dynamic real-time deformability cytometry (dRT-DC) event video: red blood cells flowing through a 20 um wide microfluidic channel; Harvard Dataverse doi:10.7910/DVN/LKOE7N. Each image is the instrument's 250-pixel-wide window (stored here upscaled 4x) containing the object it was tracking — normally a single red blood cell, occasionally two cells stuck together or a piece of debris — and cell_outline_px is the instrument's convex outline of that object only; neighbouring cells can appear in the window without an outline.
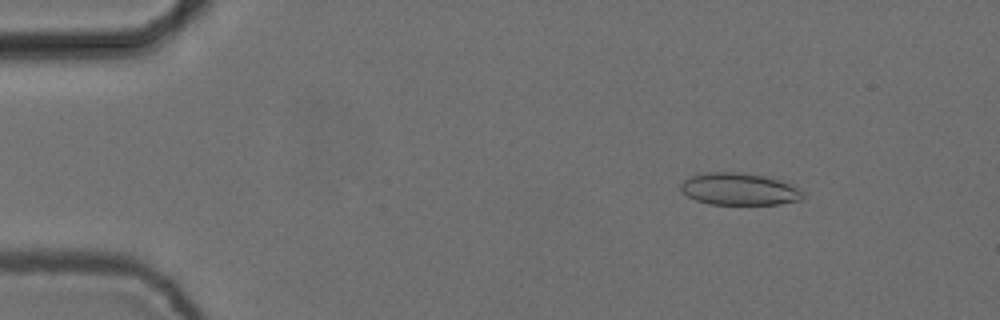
{"species": "common noctule bat (a hibernating species)", "species_latin": "Nyctalus noctula", "temperature_condition": "cold", "stored_images_in_passage": 6, "camera_frame_rate_fps": 3000, "um_per_image_px": 0.085, "animal": {"sex": "female", "body_mass_g": 24.6, "forearm_length_mm": 56.2}, "frame": {"image": 1, "passage_image": 2, "time_ms": 0.333, "image_size_px": [1000, 320], "cell_outline_px": [[808, 192], [804, 200], [780, 204], [708, 204], [696, 200], [688, 196], [680, 188], [680, 184], [684, 180], [692, 176], [708, 172], [740, 172], [764, 176], [780, 180], [792, 184]], "centroid_in_image_um": [62.94, 16.08], "position_along_channel_um": 22.1, "area_um2": 23.18}}
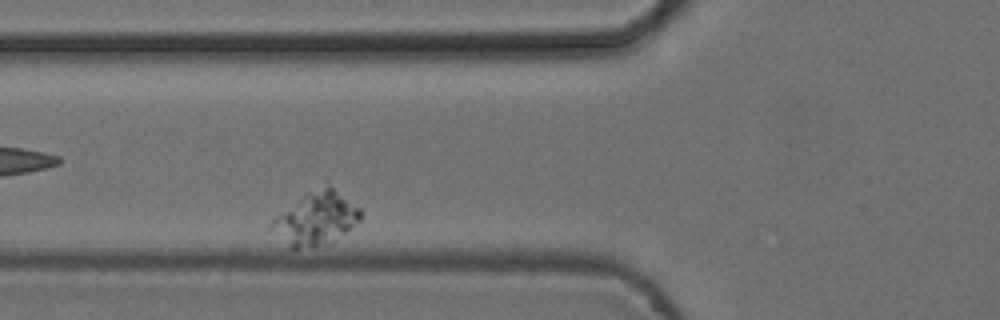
{"frame": {"image": 2, "passage_image": 6, "time_ms": 1.667, "image_size_px": [1000, 320], "cell_outline_px": [[360, 220], [332, 244], [312, 248], [288, 248], [268, 228], [268, 224], [276, 216], [304, 196], [328, 180], [360, 208]], "centroid_in_image_um": [26.87, 18.59], "position_along_channel_um": 98.9, "area_um2": 28.03}}